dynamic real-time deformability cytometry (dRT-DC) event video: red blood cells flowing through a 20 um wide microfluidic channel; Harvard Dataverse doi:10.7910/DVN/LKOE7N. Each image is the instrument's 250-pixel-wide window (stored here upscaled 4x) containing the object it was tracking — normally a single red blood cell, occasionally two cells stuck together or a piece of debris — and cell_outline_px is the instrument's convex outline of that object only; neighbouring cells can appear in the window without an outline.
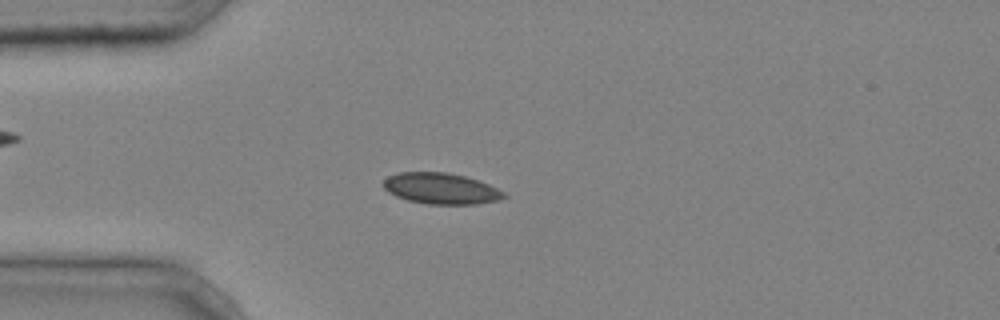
{"species": "common noctule bat (a hibernating species)", "species_latin": "Nyctalus noctula", "temperature_condition": "cold", "stored_images_in_passage": 4, "camera_frame_rate_fps": 3000, "um_per_image_px": 0.085, "animal": {"sex": "male", "body_mass_g": 20.4}, "frame": {"image": 1, "passage_image": 4, "time_ms": 1.0, "image_size_px": [1000, 320], "cell_outline_px": [[508, 196], [500, 200], [476, 204], [428, 204], [408, 200], [396, 196], [388, 192], [384, 188], [384, 180], [388, 176], [400, 172], [448, 172], [464, 176], [488, 184], [504, 192]], "centroid_in_image_um": [37.49, 16.03], "position_along_channel_um": 47.5, "area_um2": 21.73}}